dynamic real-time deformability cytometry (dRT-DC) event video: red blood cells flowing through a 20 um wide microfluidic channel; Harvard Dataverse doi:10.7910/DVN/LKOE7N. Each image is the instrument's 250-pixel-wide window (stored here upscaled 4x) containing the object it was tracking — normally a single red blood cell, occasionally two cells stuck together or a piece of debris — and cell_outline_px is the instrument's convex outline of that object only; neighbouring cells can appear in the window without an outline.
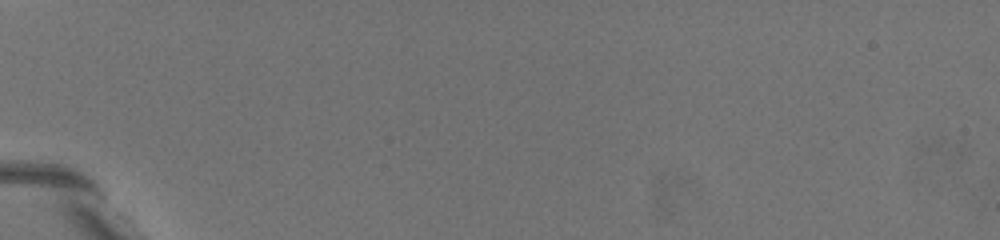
{"species": "common noctule bat (a hibernating species)", "species_latin": "Nyctalus noctula", "temperature_condition": "warm", "stored_images_in_passage": 3, "camera_frame_rate_fps": 3000, "um_per_image_px": 0.085, "animal": {"sex": "female", "body_mass_g": 19.5, "forearm_length_mm": 54.1}, "frame": {"image": 1, "passage_image": 1, "time_ms": 0.0, "image_size_px": [1000, 240], "cell_outline_px": [[180, 212], [168, 208], [120, 168], [104, 140], [108, 140], [128, 144], [144, 156], [176, 196], [180, 204]], "centroid_in_image_um": [12.16, 14.72], "position_along_channel_um": 72.8, "area_um2": 12.83}}